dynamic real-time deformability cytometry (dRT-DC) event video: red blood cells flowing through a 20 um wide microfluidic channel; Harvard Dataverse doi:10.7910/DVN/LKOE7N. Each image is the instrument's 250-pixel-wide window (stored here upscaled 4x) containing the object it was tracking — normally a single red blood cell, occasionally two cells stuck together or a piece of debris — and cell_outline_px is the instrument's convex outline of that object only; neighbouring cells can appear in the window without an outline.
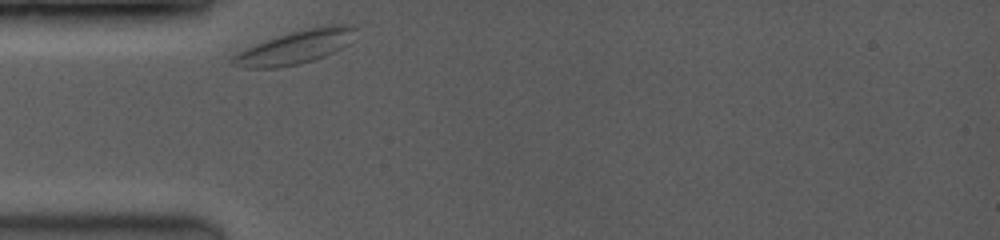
{"species": "common noctule bat (a hibernating species)", "species_latin": "Nyctalus noctula", "temperature_condition": "room temperature", "stored_images_in_passage": 14, "camera_frame_rate_fps": 3500, "um_per_image_px": 0.085, "animal": {"sex": "female", "body_mass_g": 19.0, "forearm_length_mm": 53.3}, "frame": {"image": 1, "passage_image": 1, "time_ms": 0.0, "image_size_px": [1000, 240], "cell_outline_px": [[356, 28], [344, 44], [340, 48], [324, 56], [300, 64], [276, 68], [244, 68], [228, 64], [228, 60], [232, 56], [256, 44], [292, 32], [308, 28], [328, 24], [352, 24]], "centroid_in_image_um": [25.02, 4.03], "position_along_channel_um": 60.0, "area_um2": 23.29}}
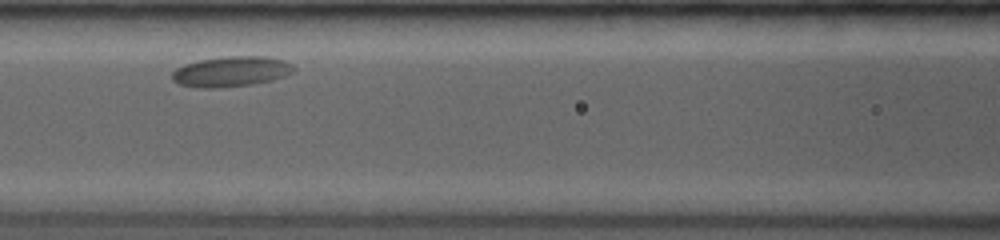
{"frame": {"image": 2, "passage_image": 7, "time_ms": 2.571, "image_size_px": [1000, 240], "cell_outline_px": [[296, 72], [272, 80], [252, 84], [212, 88], [196, 88], [176, 84], [172, 80], [172, 72], [176, 68], [184, 64], [200, 60], [224, 56], [268, 56], [284, 60], [292, 64], [296, 68]], "centroid_in_image_um": [19.65, 6.08], "position_along_channel_um": 147.0, "area_um2": 21.79}}
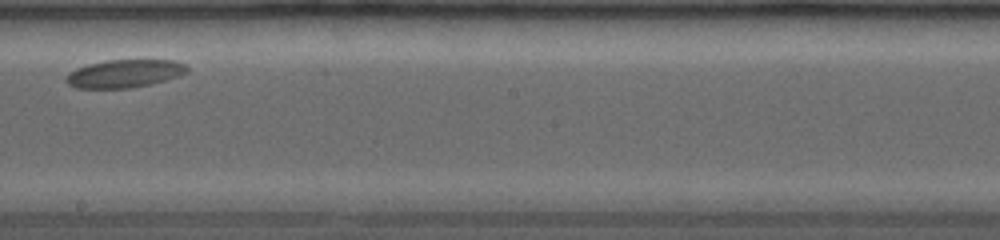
{"frame": {"image": 3, "passage_image": 13, "time_ms": 5.143, "image_size_px": [1000, 240], "cell_outline_px": [[188, 72], [180, 76], [152, 84], [128, 88], [76, 88], [68, 84], [64, 80], [64, 76], [68, 72], [76, 68], [88, 64], [108, 60], [176, 60], [184, 64], [188, 68]], "centroid_in_image_um": [10.57, 6.25], "position_along_channel_um": 237.6, "area_um2": 19.94}}